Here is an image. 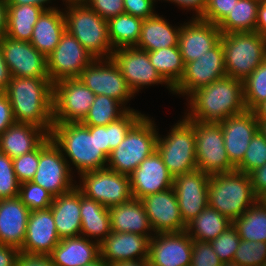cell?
Masks as SVG:
<instances>
[{
  "label": "cell",
  "mask_w": 266,
  "mask_h": 266,
  "mask_svg": "<svg viewBox=\"0 0 266 266\" xmlns=\"http://www.w3.org/2000/svg\"><path fill=\"white\" fill-rule=\"evenodd\" d=\"M126 14L142 19L153 17V4L155 0H123Z\"/></svg>",
  "instance_id": "cell-52"
},
{
  "label": "cell",
  "mask_w": 266,
  "mask_h": 266,
  "mask_svg": "<svg viewBox=\"0 0 266 266\" xmlns=\"http://www.w3.org/2000/svg\"><path fill=\"white\" fill-rule=\"evenodd\" d=\"M257 200L249 174L234 170L210 175L208 206L231 221L242 216Z\"/></svg>",
  "instance_id": "cell-4"
},
{
  "label": "cell",
  "mask_w": 266,
  "mask_h": 266,
  "mask_svg": "<svg viewBox=\"0 0 266 266\" xmlns=\"http://www.w3.org/2000/svg\"><path fill=\"white\" fill-rule=\"evenodd\" d=\"M39 164V146L20 157L13 159V169L20 183L31 181L34 178Z\"/></svg>",
  "instance_id": "cell-48"
},
{
  "label": "cell",
  "mask_w": 266,
  "mask_h": 266,
  "mask_svg": "<svg viewBox=\"0 0 266 266\" xmlns=\"http://www.w3.org/2000/svg\"><path fill=\"white\" fill-rule=\"evenodd\" d=\"M50 137L80 175L107 167L108 157L99 148L98 126H85L81 122L54 123Z\"/></svg>",
  "instance_id": "cell-3"
},
{
  "label": "cell",
  "mask_w": 266,
  "mask_h": 266,
  "mask_svg": "<svg viewBox=\"0 0 266 266\" xmlns=\"http://www.w3.org/2000/svg\"><path fill=\"white\" fill-rule=\"evenodd\" d=\"M64 155L50 135L39 145V164L31 181L47 190L53 197L75 187L70 175L72 168Z\"/></svg>",
  "instance_id": "cell-10"
},
{
  "label": "cell",
  "mask_w": 266,
  "mask_h": 266,
  "mask_svg": "<svg viewBox=\"0 0 266 266\" xmlns=\"http://www.w3.org/2000/svg\"><path fill=\"white\" fill-rule=\"evenodd\" d=\"M14 123L10 101L5 92H0V135Z\"/></svg>",
  "instance_id": "cell-55"
},
{
  "label": "cell",
  "mask_w": 266,
  "mask_h": 266,
  "mask_svg": "<svg viewBox=\"0 0 266 266\" xmlns=\"http://www.w3.org/2000/svg\"><path fill=\"white\" fill-rule=\"evenodd\" d=\"M66 30L64 13L45 10L33 27L30 43L46 57L56 48Z\"/></svg>",
  "instance_id": "cell-31"
},
{
  "label": "cell",
  "mask_w": 266,
  "mask_h": 266,
  "mask_svg": "<svg viewBox=\"0 0 266 266\" xmlns=\"http://www.w3.org/2000/svg\"><path fill=\"white\" fill-rule=\"evenodd\" d=\"M168 1V0H167ZM177 3L181 7L194 9L197 13L196 18H199L205 9L206 0H169Z\"/></svg>",
  "instance_id": "cell-58"
},
{
  "label": "cell",
  "mask_w": 266,
  "mask_h": 266,
  "mask_svg": "<svg viewBox=\"0 0 266 266\" xmlns=\"http://www.w3.org/2000/svg\"><path fill=\"white\" fill-rule=\"evenodd\" d=\"M228 77L244 81L266 59V38L258 32L221 34Z\"/></svg>",
  "instance_id": "cell-6"
},
{
  "label": "cell",
  "mask_w": 266,
  "mask_h": 266,
  "mask_svg": "<svg viewBox=\"0 0 266 266\" xmlns=\"http://www.w3.org/2000/svg\"><path fill=\"white\" fill-rule=\"evenodd\" d=\"M219 123L222 127L228 158L237 167L243 161L250 141L258 131L256 114L254 111L245 110Z\"/></svg>",
  "instance_id": "cell-22"
},
{
  "label": "cell",
  "mask_w": 266,
  "mask_h": 266,
  "mask_svg": "<svg viewBox=\"0 0 266 266\" xmlns=\"http://www.w3.org/2000/svg\"><path fill=\"white\" fill-rule=\"evenodd\" d=\"M68 5L67 9H69L64 14L66 30L95 59L105 60L104 62H106L114 51L109 39L108 21L104 20L86 3Z\"/></svg>",
  "instance_id": "cell-5"
},
{
  "label": "cell",
  "mask_w": 266,
  "mask_h": 266,
  "mask_svg": "<svg viewBox=\"0 0 266 266\" xmlns=\"http://www.w3.org/2000/svg\"><path fill=\"white\" fill-rule=\"evenodd\" d=\"M16 266H55L50 255L27 254L19 252Z\"/></svg>",
  "instance_id": "cell-54"
},
{
  "label": "cell",
  "mask_w": 266,
  "mask_h": 266,
  "mask_svg": "<svg viewBox=\"0 0 266 266\" xmlns=\"http://www.w3.org/2000/svg\"><path fill=\"white\" fill-rule=\"evenodd\" d=\"M142 18L120 14L108 21L109 39L113 50L123 47H136L140 33Z\"/></svg>",
  "instance_id": "cell-38"
},
{
  "label": "cell",
  "mask_w": 266,
  "mask_h": 266,
  "mask_svg": "<svg viewBox=\"0 0 266 266\" xmlns=\"http://www.w3.org/2000/svg\"><path fill=\"white\" fill-rule=\"evenodd\" d=\"M231 225L232 221L228 217L207 206L186 225L185 231L193 240L210 242Z\"/></svg>",
  "instance_id": "cell-35"
},
{
  "label": "cell",
  "mask_w": 266,
  "mask_h": 266,
  "mask_svg": "<svg viewBox=\"0 0 266 266\" xmlns=\"http://www.w3.org/2000/svg\"><path fill=\"white\" fill-rule=\"evenodd\" d=\"M95 94L79 78L53 84V122H81L95 99Z\"/></svg>",
  "instance_id": "cell-12"
},
{
  "label": "cell",
  "mask_w": 266,
  "mask_h": 266,
  "mask_svg": "<svg viewBox=\"0 0 266 266\" xmlns=\"http://www.w3.org/2000/svg\"><path fill=\"white\" fill-rule=\"evenodd\" d=\"M156 150L173 177L197 169L194 126L185 118L166 137H157Z\"/></svg>",
  "instance_id": "cell-8"
},
{
  "label": "cell",
  "mask_w": 266,
  "mask_h": 266,
  "mask_svg": "<svg viewBox=\"0 0 266 266\" xmlns=\"http://www.w3.org/2000/svg\"><path fill=\"white\" fill-rule=\"evenodd\" d=\"M209 179V174L198 169L174 177L172 188L185 225L208 206Z\"/></svg>",
  "instance_id": "cell-18"
},
{
  "label": "cell",
  "mask_w": 266,
  "mask_h": 266,
  "mask_svg": "<svg viewBox=\"0 0 266 266\" xmlns=\"http://www.w3.org/2000/svg\"><path fill=\"white\" fill-rule=\"evenodd\" d=\"M95 58L67 30L56 48L47 56V70L52 84L78 78Z\"/></svg>",
  "instance_id": "cell-13"
},
{
  "label": "cell",
  "mask_w": 266,
  "mask_h": 266,
  "mask_svg": "<svg viewBox=\"0 0 266 266\" xmlns=\"http://www.w3.org/2000/svg\"><path fill=\"white\" fill-rule=\"evenodd\" d=\"M50 0H7L8 5H33L45 8V10L55 9L54 7H44V3H47Z\"/></svg>",
  "instance_id": "cell-60"
},
{
  "label": "cell",
  "mask_w": 266,
  "mask_h": 266,
  "mask_svg": "<svg viewBox=\"0 0 266 266\" xmlns=\"http://www.w3.org/2000/svg\"><path fill=\"white\" fill-rule=\"evenodd\" d=\"M226 76L224 49L219 41L199 59L185 63L184 73L172 91L189 97L196 89Z\"/></svg>",
  "instance_id": "cell-14"
},
{
  "label": "cell",
  "mask_w": 266,
  "mask_h": 266,
  "mask_svg": "<svg viewBox=\"0 0 266 266\" xmlns=\"http://www.w3.org/2000/svg\"><path fill=\"white\" fill-rule=\"evenodd\" d=\"M188 23L180 26L178 43L184 64L199 59L213 48L221 38L218 25L196 17Z\"/></svg>",
  "instance_id": "cell-23"
},
{
  "label": "cell",
  "mask_w": 266,
  "mask_h": 266,
  "mask_svg": "<svg viewBox=\"0 0 266 266\" xmlns=\"http://www.w3.org/2000/svg\"><path fill=\"white\" fill-rule=\"evenodd\" d=\"M51 209L31 211L21 252L50 255L60 242Z\"/></svg>",
  "instance_id": "cell-24"
},
{
  "label": "cell",
  "mask_w": 266,
  "mask_h": 266,
  "mask_svg": "<svg viewBox=\"0 0 266 266\" xmlns=\"http://www.w3.org/2000/svg\"><path fill=\"white\" fill-rule=\"evenodd\" d=\"M148 55L160 76L173 88L180 81L185 66L179 46L160 48Z\"/></svg>",
  "instance_id": "cell-40"
},
{
  "label": "cell",
  "mask_w": 266,
  "mask_h": 266,
  "mask_svg": "<svg viewBox=\"0 0 266 266\" xmlns=\"http://www.w3.org/2000/svg\"><path fill=\"white\" fill-rule=\"evenodd\" d=\"M12 75L3 57L2 49L0 46V92H5Z\"/></svg>",
  "instance_id": "cell-57"
},
{
  "label": "cell",
  "mask_w": 266,
  "mask_h": 266,
  "mask_svg": "<svg viewBox=\"0 0 266 266\" xmlns=\"http://www.w3.org/2000/svg\"><path fill=\"white\" fill-rule=\"evenodd\" d=\"M82 185H77L83 195L110 208L133 198L130 176L102 168L81 174Z\"/></svg>",
  "instance_id": "cell-11"
},
{
  "label": "cell",
  "mask_w": 266,
  "mask_h": 266,
  "mask_svg": "<svg viewBox=\"0 0 266 266\" xmlns=\"http://www.w3.org/2000/svg\"><path fill=\"white\" fill-rule=\"evenodd\" d=\"M103 63L101 59H94L78 78L95 95H106L125 104L134 93L111 58Z\"/></svg>",
  "instance_id": "cell-16"
},
{
  "label": "cell",
  "mask_w": 266,
  "mask_h": 266,
  "mask_svg": "<svg viewBox=\"0 0 266 266\" xmlns=\"http://www.w3.org/2000/svg\"><path fill=\"white\" fill-rule=\"evenodd\" d=\"M109 209L111 232L134 233L142 236L148 235L147 231H153L145 207L141 200L132 198L131 200L112 206Z\"/></svg>",
  "instance_id": "cell-28"
},
{
  "label": "cell",
  "mask_w": 266,
  "mask_h": 266,
  "mask_svg": "<svg viewBox=\"0 0 266 266\" xmlns=\"http://www.w3.org/2000/svg\"><path fill=\"white\" fill-rule=\"evenodd\" d=\"M221 266H241L235 261L223 262Z\"/></svg>",
  "instance_id": "cell-67"
},
{
  "label": "cell",
  "mask_w": 266,
  "mask_h": 266,
  "mask_svg": "<svg viewBox=\"0 0 266 266\" xmlns=\"http://www.w3.org/2000/svg\"><path fill=\"white\" fill-rule=\"evenodd\" d=\"M243 95L246 110L266 101V59L243 81Z\"/></svg>",
  "instance_id": "cell-42"
},
{
  "label": "cell",
  "mask_w": 266,
  "mask_h": 266,
  "mask_svg": "<svg viewBox=\"0 0 266 266\" xmlns=\"http://www.w3.org/2000/svg\"><path fill=\"white\" fill-rule=\"evenodd\" d=\"M45 8L33 5H8L6 34L19 41L30 42L33 27Z\"/></svg>",
  "instance_id": "cell-34"
},
{
  "label": "cell",
  "mask_w": 266,
  "mask_h": 266,
  "mask_svg": "<svg viewBox=\"0 0 266 266\" xmlns=\"http://www.w3.org/2000/svg\"><path fill=\"white\" fill-rule=\"evenodd\" d=\"M253 192L258 199L266 195V163L249 173Z\"/></svg>",
  "instance_id": "cell-53"
},
{
  "label": "cell",
  "mask_w": 266,
  "mask_h": 266,
  "mask_svg": "<svg viewBox=\"0 0 266 266\" xmlns=\"http://www.w3.org/2000/svg\"><path fill=\"white\" fill-rule=\"evenodd\" d=\"M99 256V243L84 236L61 239L50 254L55 266H83Z\"/></svg>",
  "instance_id": "cell-30"
},
{
  "label": "cell",
  "mask_w": 266,
  "mask_h": 266,
  "mask_svg": "<svg viewBox=\"0 0 266 266\" xmlns=\"http://www.w3.org/2000/svg\"><path fill=\"white\" fill-rule=\"evenodd\" d=\"M233 261L241 266H261L266 261V242L241 240Z\"/></svg>",
  "instance_id": "cell-45"
},
{
  "label": "cell",
  "mask_w": 266,
  "mask_h": 266,
  "mask_svg": "<svg viewBox=\"0 0 266 266\" xmlns=\"http://www.w3.org/2000/svg\"><path fill=\"white\" fill-rule=\"evenodd\" d=\"M119 106H122V103L112 97L96 95L89 112L81 123L85 126H106L132 110L124 107L123 110L120 108L118 111Z\"/></svg>",
  "instance_id": "cell-41"
},
{
  "label": "cell",
  "mask_w": 266,
  "mask_h": 266,
  "mask_svg": "<svg viewBox=\"0 0 266 266\" xmlns=\"http://www.w3.org/2000/svg\"><path fill=\"white\" fill-rule=\"evenodd\" d=\"M258 131H260L266 139V120H258Z\"/></svg>",
  "instance_id": "cell-65"
},
{
  "label": "cell",
  "mask_w": 266,
  "mask_h": 266,
  "mask_svg": "<svg viewBox=\"0 0 266 266\" xmlns=\"http://www.w3.org/2000/svg\"><path fill=\"white\" fill-rule=\"evenodd\" d=\"M50 209L60 239L80 236V189L77 185L70 191L53 197Z\"/></svg>",
  "instance_id": "cell-27"
},
{
  "label": "cell",
  "mask_w": 266,
  "mask_h": 266,
  "mask_svg": "<svg viewBox=\"0 0 266 266\" xmlns=\"http://www.w3.org/2000/svg\"><path fill=\"white\" fill-rule=\"evenodd\" d=\"M238 0H206L201 20L219 25L232 11L235 2Z\"/></svg>",
  "instance_id": "cell-49"
},
{
  "label": "cell",
  "mask_w": 266,
  "mask_h": 266,
  "mask_svg": "<svg viewBox=\"0 0 266 266\" xmlns=\"http://www.w3.org/2000/svg\"><path fill=\"white\" fill-rule=\"evenodd\" d=\"M262 0H238L218 25L221 34L256 32L258 8Z\"/></svg>",
  "instance_id": "cell-36"
},
{
  "label": "cell",
  "mask_w": 266,
  "mask_h": 266,
  "mask_svg": "<svg viewBox=\"0 0 266 266\" xmlns=\"http://www.w3.org/2000/svg\"><path fill=\"white\" fill-rule=\"evenodd\" d=\"M149 242L147 236L129 232H111L99 244L100 257L109 266L121 261L148 259Z\"/></svg>",
  "instance_id": "cell-25"
},
{
  "label": "cell",
  "mask_w": 266,
  "mask_h": 266,
  "mask_svg": "<svg viewBox=\"0 0 266 266\" xmlns=\"http://www.w3.org/2000/svg\"><path fill=\"white\" fill-rule=\"evenodd\" d=\"M266 163V139L257 131L251 139L243 161L236 167L237 171L249 174Z\"/></svg>",
  "instance_id": "cell-44"
},
{
  "label": "cell",
  "mask_w": 266,
  "mask_h": 266,
  "mask_svg": "<svg viewBox=\"0 0 266 266\" xmlns=\"http://www.w3.org/2000/svg\"><path fill=\"white\" fill-rule=\"evenodd\" d=\"M190 112L187 120L219 123L246 110L243 81L223 77L196 89L190 95Z\"/></svg>",
  "instance_id": "cell-2"
},
{
  "label": "cell",
  "mask_w": 266,
  "mask_h": 266,
  "mask_svg": "<svg viewBox=\"0 0 266 266\" xmlns=\"http://www.w3.org/2000/svg\"><path fill=\"white\" fill-rule=\"evenodd\" d=\"M14 120L43 128L53 127V84L50 79L12 77L5 91Z\"/></svg>",
  "instance_id": "cell-1"
},
{
  "label": "cell",
  "mask_w": 266,
  "mask_h": 266,
  "mask_svg": "<svg viewBox=\"0 0 266 266\" xmlns=\"http://www.w3.org/2000/svg\"><path fill=\"white\" fill-rule=\"evenodd\" d=\"M241 240L266 242V204L258 199L242 216L234 219Z\"/></svg>",
  "instance_id": "cell-37"
},
{
  "label": "cell",
  "mask_w": 266,
  "mask_h": 266,
  "mask_svg": "<svg viewBox=\"0 0 266 266\" xmlns=\"http://www.w3.org/2000/svg\"><path fill=\"white\" fill-rule=\"evenodd\" d=\"M68 4H79V3H86L88 0H64Z\"/></svg>",
  "instance_id": "cell-66"
},
{
  "label": "cell",
  "mask_w": 266,
  "mask_h": 266,
  "mask_svg": "<svg viewBox=\"0 0 266 266\" xmlns=\"http://www.w3.org/2000/svg\"><path fill=\"white\" fill-rule=\"evenodd\" d=\"M0 46L12 77L50 79L47 57L30 42L15 40L4 34L0 38Z\"/></svg>",
  "instance_id": "cell-15"
},
{
  "label": "cell",
  "mask_w": 266,
  "mask_h": 266,
  "mask_svg": "<svg viewBox=\"0 0 266 266\" xmlns=\"http://www.w3.org/2000/svg\"><path fill=\"white\" fill-rule=\"evenodd\" d=\"M180 27L174 29L159 15L143 19L141 33L136 48L155 51L160 48L178 46Z\"/></svg>",
  "instance_id": "cell-32"
},
{
  "label": "cell",
  "mask_w": 266,
  "mask_h": 266,
  "mask_svg": "<svg viewBox=\"0 0 266 266\" xmlns=\"http://www.w3.org/2000/svg\"><path fill=\"white\" fill-rule=\"evenodd\" d=\"M110 266H150L148 259L135 260V261H121Z\"/></svg>",
  "instance_id": "cell-62"
},
{
  "label": "cell",
  "mask_w": 266,
  "mask_h": 266,
  "mask_svg": "<svg viewBox=\"0 0 266 266\" xmlns=\"http://www.w3.org/2000/svg\"><path fill=\"white\" fill-rule=\"evenodd\" d=\"M129 176L133 198L139 200L172 188L174 180L157 150L146 157Z\"/></svg>",
  "instance_id": "cell-21"
},
{
  "label": "cell",
  "mask_w": 266,
  "mask_h": 266,
  "mask_svg": "<svg viewBox=\"0 0 266 266\" xmlns=\"http://www.w3.org/2000/svg\"><path fill=\"white\" fill-rule=\"evenodd\" d=\"M256 32L266 38V0H262L258 8Z\"/></svg>",
  "instance_id": "cell-59"
},
{
  "label": "cell",
  "mask_w": 266,
  "mask_h": 266,
  "mask_svg": "<svg viewBox=\"0 0 266 266\" xmlns=\"http://www.w3.org/2000/svg\"><path fill=\"white\" fill-rule=\"evenodd\" d=\"M48 136L43 128L15 122L0 135V151L13 160L35 150Z\"/></svg>",
  "instance_id": "cell-29"
},
{
  "label": "cell",
  "mask_w": 266,
  "mask_h": 266,
  "mask_svg": "<svg viewBox=\"0 0 266 266\" xmlns=\"http://www.w3.org/2000/svg\"><path fill=\"white\" fill-rule=\"evenodd\" d=\"M19 252L14 246L0 244V266H16Z\"/></svg>",
  "instance_id": "cell-56"
},
{
  "label": "cell",
  "mask_w": 266,
  "mask_h": 266,
  "mask_svg": "<svg viewBox=\"0 0 266 266\" xmlns=\"http://www.w3.org/2000/svg\"><path fill=\"white\" fill-rule=\"evenodd\" d=\"M20 182L13 169V160L0 151V199L19 196Z\"/></svg>",
  "instance_id": "cell-46"
},
{
  "label": "cell",
  "mask_w": 266,
  "mask_h": 266,
  "mask_svg": "<svg viewBox=\"0 0 266 266\" xmlns=\"http://www.w3.org/2000/svg\"><path fill=\"white\" fill-rule=\"evenodd\" d=\"M18 197L30 211L48 209L53 201V196L47 190L32 181L20 183Z\"/></svg>",
  "instance_id": "cell-43"
},
{
  "label": "cell",
  "mask_w": 266,
  "mask_h": 266,
  "mask_svg": "<svg viewBox=\"0 0 266 266\" xmlns=\"http://www.w3.org/2000/svg\"><path fill=\"white\" fill-rule=\"evenodd\" d=\"M30 212L19 197L0 199V244L22 248Z\"/></svg>",
  "instance_id": "cell-26"
},
{
  "label": "cell",
  "mask_w": 266,
  "mask_h": 266,
  "mask_svg": "<svg viewBox=\"0 0 266 266\" xmlns=\"http://www.w3.org/2000/svg\"><path fill=\"white\" fill-rule=\"evenodd\" d=\"M257 120H266V101L254 110Z\"/></svg>",
  "instance_id": "cell-63"
},
{
  "label": "cell",
  "mask_w": 266,
  "mask_h": 266,
  "mask_svg": "<svg viewBox=\"0 0 266 266\" xmlns=\"http://www.w3.org/2000/svg\"><path fill=\"white\" fill-rule=\"evenodd\" d=\"M222 261L209 242L193 240L190 266H221Z\"/></svg>",
  "instance_id": "cell-50"
},
{
  "label": "cell",
  "mask_w": 266,
  "mask_h": 266,
  "mask_svg": "<svg viewBox=\"0 0 266 266\" xmlns=\"http://www.w3.org/2000/svg\"><path fill=\"white\" fill-rule=\"evenodd\" d=\"M141 201L155 234L186 230L173 188L145 196Z\"/></svg>",
  "instance_id": "cell-20"
},
{
  "label": "cell",
  "mask_w": 266,
  "mask_h": 266,
  "mask_svg": "<svg viewBox=\"0 0 266 266\" xmlns=\"http://www.w3.org/2000/svg\"><path fill=\"white\" fill-rule=\"evenodd\" d=\"M241 238L236 228L231 225L215 240L210 241L212 248L223 262L233 261L235 251L240 245Z\"/></svg>",
  "instance_id": "cell-47"
},
{
  "label": "cell",
  "mask_w": 266,
  "mask_h": 266,
  "mask_svg": "<svg viewBox=\"0 0 266 266\" xmlns=\"http://www.w3.org/2000/svg\"><path fill=\"white\" fill-rule=\"evenodd\" d=\"M261 200L263 201V203H265V204H266V195H265V196H263V197L261 198Z\"/></svg>",
  "instance_id": "cell-68"
},
{
  "label": "cell",
  "mask_w": 266,
  "mask_h": 266,
  "mask_svg": "<svg viewBox=\"0 0 266 266\" xmlns=\"http://www.w3.org/2000/svg\"><path fill=\"white\" fill-rule=\"evenodd\" d=\"M143 116L127 133L124 140L111 151L108 167L115 172L130 175L140 163L156 150V126Z\"/></svg>",
  "instance_id": "cell-7"
},
{
  "label": "cell",
  "mask_w": 266,
  "mask_h": 266,
  "mask_svg": "<svg viewBox=\"0 0 266 266\" xmlns=\"http://www.w3.org/2000/svg\"><path fill=\"white\" fill-rule=\"evenodd\" d=\"M137 111L129 110L123 117L106 126H98L99 148L109 157L111 151L124 140L129 130L143 117Z\"/></svg>",
  "instance_id": "cell-39"
},
{
  "label": "cell",
  "mask_w": 266,
  "mask_h": 266,
  "mask_svg": "<svg viewBox=\"0 0 266 266\" xmlns=\"http://www.w3.org/2000/svg\"><path fill=\"white\" fill-rule=\"evenodd\" d=\"M188 121L194 126L197 169L209 175L236 170L228 158L220 123Z\"/></svg>",
  "instance_id": "cell-9"
},
{
  "label": "cell",
  "mask_w": 266,
  "mask_h": 266,
  "mask_svg": "<svg viewBox=\"0 0 266 266\" xmlns=\"http://www.w3.org/2000/svg\"><path fill=\"white\" fill-rule=\"evenodd\" d=\"M110 58L117 65L134 94L142 86L156 83H165L172 91V87L151 64L148 51L136 47H123L115 49Z\"/></svg>",
  "instance_id": "cell-17"
},
{
  "label": "cell",
  "mask_w": 266,
  "mask_h": 266,
  "mask_svg": "<svg viewBox=\"0 0 266 266\" xmlns=\"http://www.w3.org/2000/svg\"><path fill=\"white\" fill-rule=\"evenodd\" d=\"M80 214L81 232L80 236L96 237L97 243H101L110 233L109 209L99 202L83 195L80 190ZM86 235V236H85ZM98 237H101L100 239ZM99 239V240H98Z\"/></svg>",
  "instance_id": "cell-33"
},
{
  "label": "cell",
  "mask_w": 266,
  "mask_h": 266,
  "mask_svg": "<svg viewBox=\"0 0 266 266\" xmlns=\"http://www.w3.org/2000/svg\"><path fill=\"white\" fill-rule=\"evenodd\" d=\"M7 0H0V38L6 34Z\"/></svg>",
  "instance_id": "cell-61"
},
{
  "label": "cell",
  "mask_w": 266,
  "mask_h": 266,
  "mask_svg": "<svg viewBox=\"0 0 266 266\" xmlns=\"http://www.w3.org/2000/svg\"><path fill=\"white\" fill-rule=\"evenodd\" d=\"M83 266H109L100 256L93 262L87 263Z\"/></svg>",
  "instance_id": "cell-64"
},
{
  "label": "cell",
  "mask_w": 266,
  "mask_h": 266,
  "mask_svg": "<svg viewBox=\"0 0 266 266\" xmlns=\"http://www.w3.org/2000/svg\"><path fill=\"white\" fill-rule=\"evenodd\" d=\"M156 235L149 242L150 266L191 265L193 239L186 231L156 233Z\"/></svg>",
  "instance_id": "cell-19"
},
{
  "label": "cell",
  "mask_w": 266,
  "mask_h": 266,
  "mask_svg": "<svg viewBox=\"0 0 266 266\" xmlns=\"http://www.w3.org/2000/svg\"><path fill=\"white\" fill-rule=\"evenodd\" d=\"M86 4L106 21L125 13L123 0H88Z\"/></svg>",
  "instance_id": "cell-51"
}]
</instances>
